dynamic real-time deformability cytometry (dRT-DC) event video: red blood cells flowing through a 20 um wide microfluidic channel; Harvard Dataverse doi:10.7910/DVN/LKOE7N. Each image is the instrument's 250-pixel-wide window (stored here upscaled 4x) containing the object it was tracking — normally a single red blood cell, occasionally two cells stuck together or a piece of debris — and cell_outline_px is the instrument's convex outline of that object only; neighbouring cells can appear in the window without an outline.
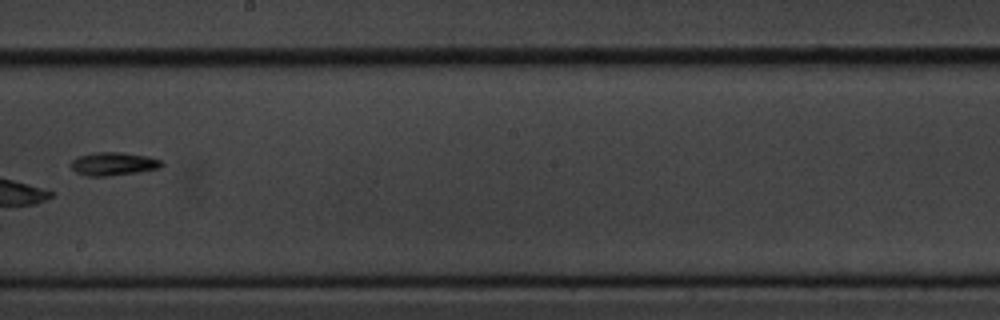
{"species": "common noctule bat (a hibernating species)", "species_latin": "Nyctalus noctula", "temperature_condition": "cold", "stored_images_in_passage": 9, "camera_frame_rate_fps": 3000, "um_per_image_px": 0.085, "animal": {"sex": "male", "body_mass_g": 20.1, "forearm_length_mm": 53.5}, "frame": {"image": 1, "passage_image": 7, "time_ms": 7.0, "image_size_px": [1000, 320], "cell_outline_px": [[164, 164], [160, 168], [140, 172], [104, 176], [88, 176], [76, 172], [68, 164], [72, 160], [80, 156], [96, 152], [120, 152], [148, 156], [160, 160]], "centroid_in_image_um": [9.64, 13.93], "position_along_channel_um": 238.6, "area_um2": 12.25}}
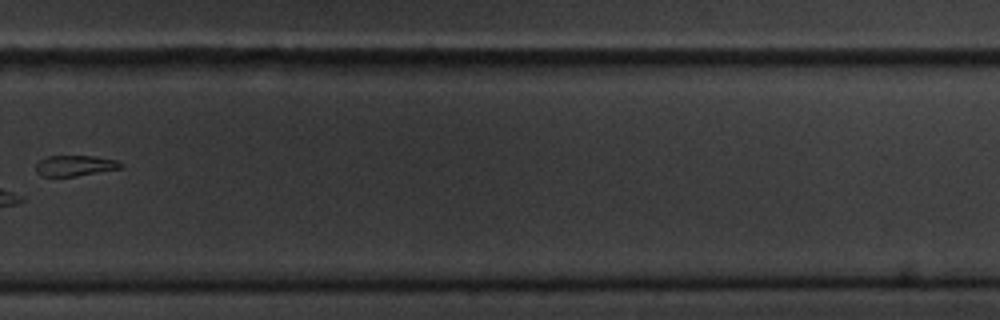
{"frame": {"image": 2, "passage_image": 9, "time_ms": 9.333, "image_size_px": [1000, 320], "cell_outline_px": [[124, 164], [120, 168], [76, 176], [44, 176], [36, 172], [36, 164], [40, 160], [48, 156], [92, 156], [116, 160]], "centroid_in_image_um": [6.36, 14.07], "position_along_channel_um": 323.4, "area_um2": 10.06}}